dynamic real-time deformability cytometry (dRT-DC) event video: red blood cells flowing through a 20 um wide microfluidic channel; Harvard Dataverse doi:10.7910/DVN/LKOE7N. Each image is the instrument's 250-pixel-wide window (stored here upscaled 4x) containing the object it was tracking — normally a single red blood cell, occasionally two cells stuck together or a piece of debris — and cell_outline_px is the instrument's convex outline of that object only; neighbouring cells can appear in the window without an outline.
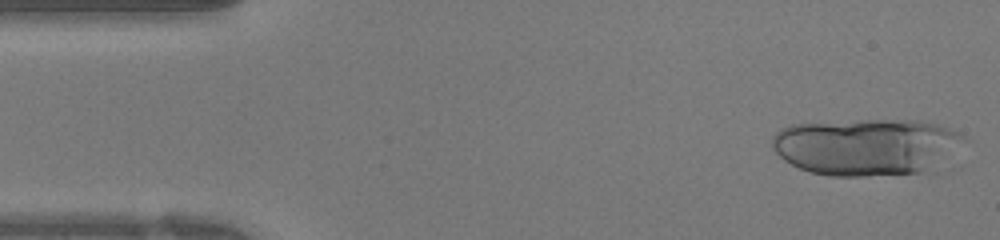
{"species": "human", "species_latin": "Homo sapiens", "temperature_condition": "warm", "stored_images_in_passage": 39, "segment_of_instrument_passage": [1, 2], "camera_frame_rate_fps": 3000, "um_per_image_px": 0.085, "donor": {"sex": "female"}, "frame": {"image": 1, "passage_image": 1, "time_ms": 0.0, "image_size_px": [1000, 240], "cell_outline_px": [[972, 140], [920, 172], [868, 176], [828, 176], [808, 172], [784, 160], [772, 148], [772, 136], [780, 128], [792, 124], [860, 120], [920, 120], [936, 124], [960, 132]], "centroid_in_image_um": [73.61, 12.45], "position_along_channel_um": 11.4, "area_um2": 63.52}}